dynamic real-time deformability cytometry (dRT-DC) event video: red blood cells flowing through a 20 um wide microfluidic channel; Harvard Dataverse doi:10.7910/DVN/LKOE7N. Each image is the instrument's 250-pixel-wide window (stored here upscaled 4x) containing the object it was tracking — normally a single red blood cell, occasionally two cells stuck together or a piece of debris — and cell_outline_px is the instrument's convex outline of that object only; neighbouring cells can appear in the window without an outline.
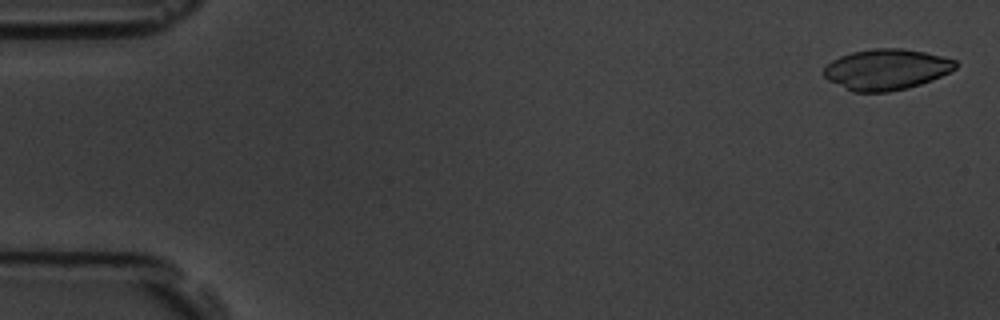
{"species": "common noctule bat (a hibernating species)", "species_latin": "Nyctalus noctula", "temperature_condition": "room temperature", "stored_images_in_passage": 56, "camera_frame_rate_fps": 3000, "um_per_image_px": 0.085, "animal": {"sex": "male", "body_mass_g": 19.5, "forearm_length_mm": 54.6}, "frame": {"image": 1, "passage_image": 2, "time_ms": 0.333, "image_size_px": [1000, 320], "cell_outline_px": [[956, 68], [932, 80], [908, 88], [888, 92], [852, 92], [828, 80], [824, 76], [824, 68], [832, 60], [840, 56], [852, 52], [872, 48], [900, 48], [924, 52], [956, 60]], "centroid_in_image_um": [75.31, 5.9], "position_along_channel_um": 9.7, "area_um2": 31.21}}